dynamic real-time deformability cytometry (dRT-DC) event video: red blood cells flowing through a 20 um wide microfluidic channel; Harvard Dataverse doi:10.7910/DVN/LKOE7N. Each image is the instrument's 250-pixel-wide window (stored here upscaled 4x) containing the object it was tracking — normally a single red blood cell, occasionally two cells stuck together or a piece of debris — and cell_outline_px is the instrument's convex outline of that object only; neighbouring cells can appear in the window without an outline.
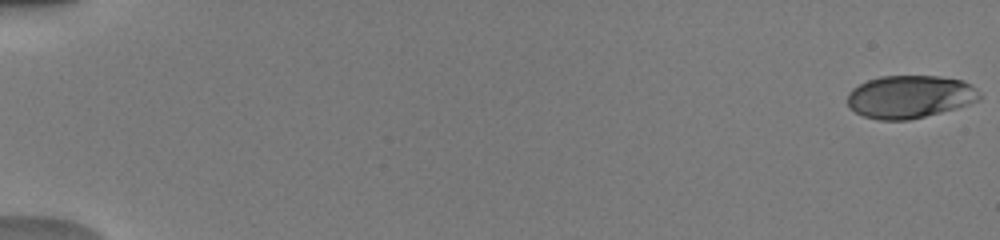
{"species": "human", "species_latin": "Homo sapiens", "temperature_condition": "warm", "stored_images_in_passage": 12, "camera_frame_rate_fps": 3000, "um_per_image_px": 0.085, "donor": {"sex": "male"}, "frame": {"image": 1, "passage_image": 1, "time_ms": 0.0, "image_size_px": [1000, 240], "cell_outline_px": [[980, 100], [956, 108], [908, 120], [880, 120], [864, 116], [848, 108], [848, 92], [852, 88], [868, 80], [880, 76], [940, 76], [964, 80], [972, 84], [976, 88], [980, 96]], "centroid_in_image_um": [77.34, 8.21], "position_along_channel_um": 7.7, "area_um2": 33.0}}
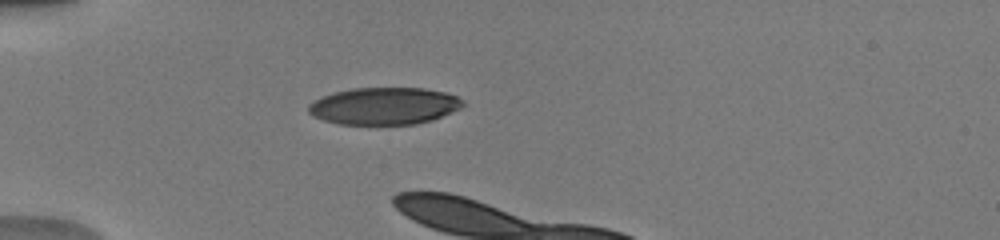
{"frame": {"image": 2, "passage_image": 9, "time_ms": 5.333, "image_size_px": [1000, 240], "cell_outline_px": [[464, 104], [460, 108], [432, 120], [416, 124], [336, 124], [312, 116], [308, 112], [308, 104], [332, 92], [352, 88], [424, 88], [444, 92], [456, 96], [464, 100]], "centroid_in_image_um": [32.64, 9.01], "position_along_channel_um": 52.4, "area_um2": 33.41}}